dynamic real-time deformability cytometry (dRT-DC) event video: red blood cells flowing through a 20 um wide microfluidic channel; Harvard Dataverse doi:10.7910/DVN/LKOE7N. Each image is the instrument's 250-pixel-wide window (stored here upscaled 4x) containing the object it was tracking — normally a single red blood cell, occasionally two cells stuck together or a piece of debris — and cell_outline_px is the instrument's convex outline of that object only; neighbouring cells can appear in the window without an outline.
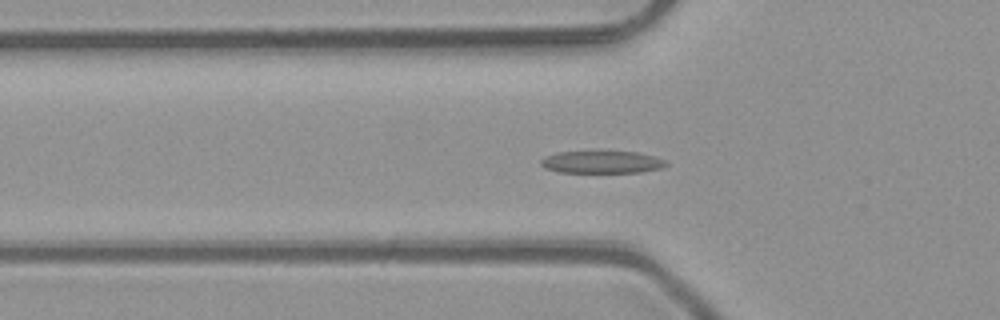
{"species": "common noctule bat (a hibernating species)", "species_latin": "Nyctalus noctula", "temperature_condition": "room temperature", "stored_images_in_passage": 52, "camera_frame_rate_fps": 3000, "um_per_image_px": 0.085, "animal": {"sex": "male", "body_mass_g": 23.1, "forearm_length_mm": 52.7}, "frame": {"image": 1, "passage_image": 18, "time_ms": 5.667, "image_size_px": [1000, 320], "cell_outline_px": [[668, 164], [664, 168], [640, 172], [556, 172], [544, 168], [540, 164], [540, 160], [544, 156], [556, 152], [636, 152], [652, 156], [664, 160]], "centroid_in_image_um": [51.11, 13.78], "position_along_channel_um": 74.7, "area_um2": 16.24}}
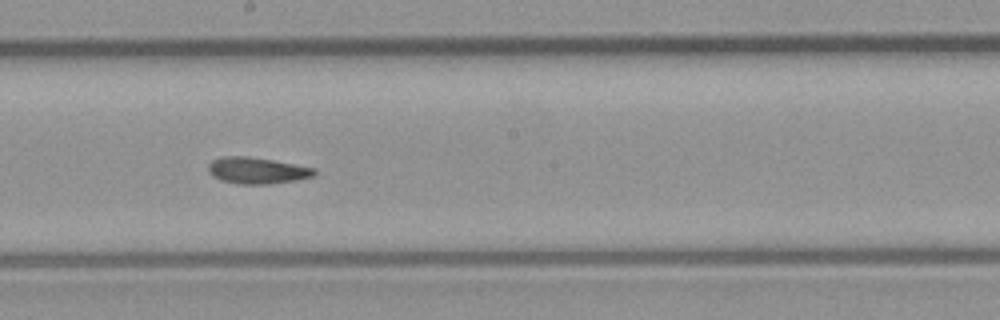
{"frame": {"image": 2, "passage_image": 29, "time_ms": 9.333, "image_size_px": [1000, 320], "cell_outline_px": [[316, 172], [312, 176], [296, 180], [272, 184], [240, 184], [220, 180], [212, 176], [208, 172], [208, 164], [212, 160], [224, 156], [248, 156], [272, 160], [316, 168]], "centroid_in_image_um": [21.82, 14.49], "position_along_channel_um": 226.4, "area_um2": 16.36}}
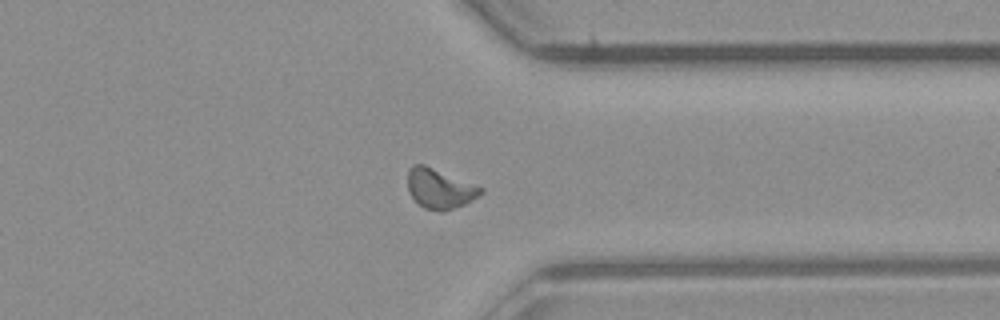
{"frame": {"image": 3, "passage_image": 40, "time_ms": 13.0, "image_size_px": [1000, 320], "cell_outline_px": [[484, 192], [472, 200], [464, 204], [444, 212], [424, 208], [408, 192], [408, 172], [412, 164], [424, 164], [484, 188]], "centroid_in_image_um": [37.38, 16.03], "position_along_channel_um": 374.0, "area_um2": 16.82}, "authors_computed_cell_mechanics": {"area_um2": 16.2129, "velocity_mm_per_s": 4.1055, "shape_relaxation_time_tau1_ms": 4.1031, "shape_relaxation_time_tau2_ms": 5.2222, "deformation_change_tau1": 0.1583, "deformation_change_tau2": 0.13}}